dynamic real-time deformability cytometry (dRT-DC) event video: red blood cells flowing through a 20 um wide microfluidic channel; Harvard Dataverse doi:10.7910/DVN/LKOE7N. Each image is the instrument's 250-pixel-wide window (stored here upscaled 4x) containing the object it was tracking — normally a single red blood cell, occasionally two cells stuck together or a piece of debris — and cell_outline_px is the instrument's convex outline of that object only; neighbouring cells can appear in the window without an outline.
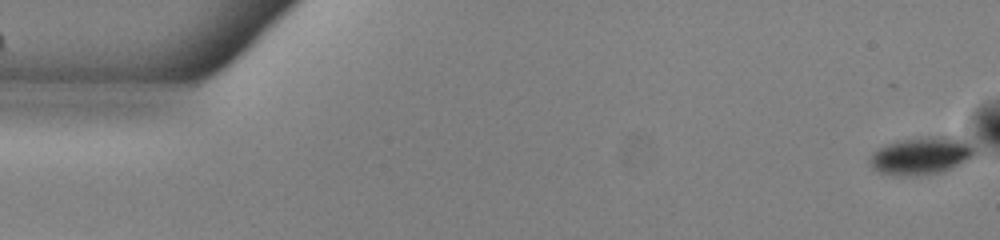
{"species": "common noctule bat (a hibernating species)", "species_latin": "Nyctalus noctula", "temperature_condition": "warm", "stored_images_in_passage": 52, "camera_frame_rate_fps": 3000, "um_per_image_px": 0.085, "animal": {"sex": "male", "body_mass_g": 13.0, "forearm_length_mm": 53.1}, "frame": {"image": 1, "passage_image": 1, "time_ms": 0.0, "image_size_px": [1000, 240], "cell_outline_px": [[972, 156], [968, 160], [960, 164], [940, 172], [912, 176], [896, 176], [880, 172], [872, 168], [868, 160], [872, 152], [876, 148], [896, 140], [920, 136], [956, 136], [964, 140], [972, 148]], "centroid_in_image_um": [78.22, 13.22], "position_along_channel_um": 6.8, "area_um2": 23.18}}
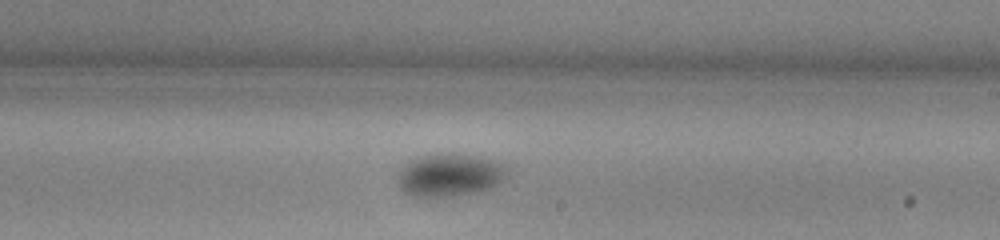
{"frame": {"image": 2, "passage_image": 31, "time_ms": 10.0, "image_size_px": [1000, 240], "cell_outline_px": [[508, 176], [492, 188], [476, 192], [436, 200], [412, 196], [400, 188], [400, 164], [416, 156], [440, 152], [452, 152], [476, 156], [496, 160], [504, 164], [508, 168]], "centroid_in_image_um": [38.22, 14.87], "position_along_channel_um": 250.8, "area_um2": 28.55}}
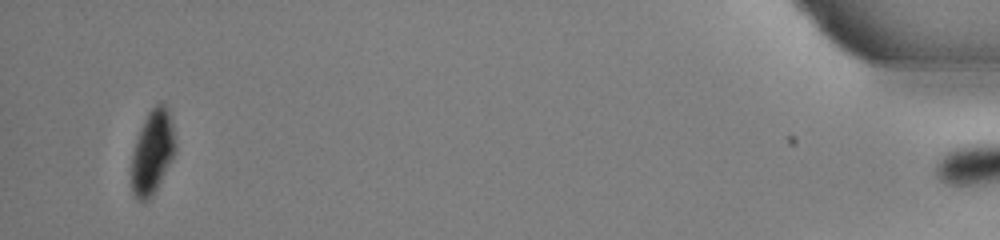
{"frame": {"image": 3, "passage_image": 51, "time_ms": 16.667, "image_size_px": [1000, 240], "cell_outline_px": [[176, 152], [172, 160], [152, 196], [144, 204], [132, 192], [132, 156], [136, 140], [140, 128], [148, 112], [160, 100], [168, 108], [176, 140]], "centroid_in_image_um": [12.98, 12.91], "position_along_channel_um": 422.2, "area_um2": 21.5}, "authors_computed_cell_mechanics": {"area_um2": 25.0852, "velocity_mm_per_s": 3.8869, "shape_relaxation_time_tau1_ms": 3.278, "shape_relaxation_time_tau2_ms": null, "deformation_change_tau1": 0.0705, "deformation_change_tau2": null}}